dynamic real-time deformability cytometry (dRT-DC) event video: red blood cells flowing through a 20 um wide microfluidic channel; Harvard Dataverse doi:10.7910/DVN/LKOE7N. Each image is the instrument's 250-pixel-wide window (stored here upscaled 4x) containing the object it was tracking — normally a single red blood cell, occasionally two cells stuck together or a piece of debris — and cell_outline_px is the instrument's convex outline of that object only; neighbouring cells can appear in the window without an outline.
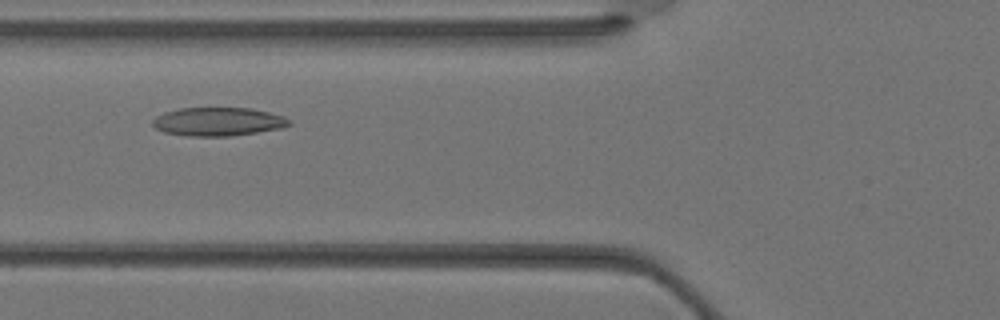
{"species": "Egyptian fruit bat (a non-hibernating species)", "species_latin": "Rousettus aegyptiacus", "temperature_condition": "warm", "stored_images_in_passage": 30, "camera_frame_rate_fps": 3000, "um_per_image_px": 0.085, "animal": {"sex": "female"}, "frame": {"image": 1, "passage_image": 9, "time_ms": 2.667, "image_size_px": [1000, 320], "cell_outline_px": [[292, 124], [280, 128], [232, 136], [188, 136], [164, 132], [156, 128], [152, 124], [152, 120], [156, 116], [164, 112], [180, 108], [252, 108], [284, 116], [292, 120]], "centroid_in_image_um": [18.54, 10.34], "position_along_channel_um": 107.3, "area_um2": 22.72}}
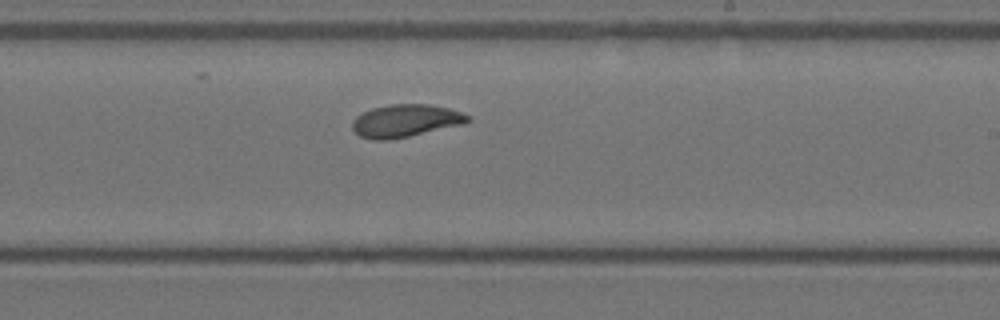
{"frame": {"image": 2, "passage_image": 17, "time_ms": 5.333, "image_size_px": [1000, 320], "cell_outline_px": [[472, 120], [464, 124], [408, 136], [388, 140], [376, 140], [360, 136], [352, 128], [352, 120], [356, 116], [372, 108], [388, 104], [428, 104], [448, 108], [472, 116]], "centroid_in_image_um": [34.48, 10.25], "position_along_channel_um": 254.5, "area_um2": 21.91}}
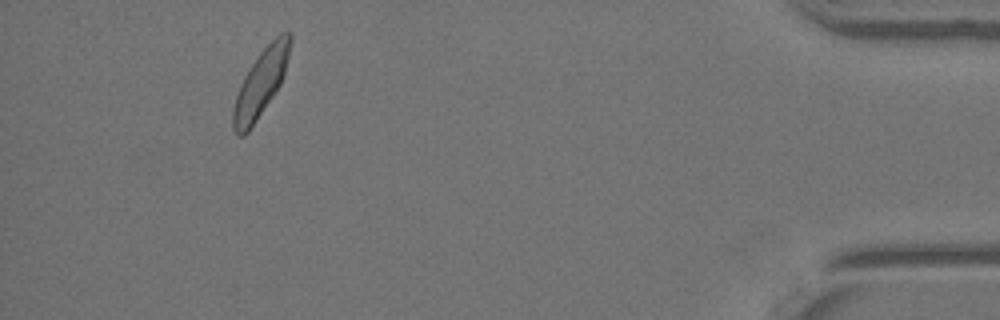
{"frame": {"image": 3, "passage_image": 29, "time_ms": 9.333, "image_size_px": [1000, 320], "cell_outline_px": [[292, 36], [284, 76], [280, 84], [248, 132], [244, 136], [236, 136], [232, 128], [232, 112], [236, 96], [240, 84], [244, 76], [260, 52], [280, 32], [292, 32]], "centroid_in_image_um": [22.15, 7.07], "position_along_channel_um": 413.1, "area_um2": 21.91}}